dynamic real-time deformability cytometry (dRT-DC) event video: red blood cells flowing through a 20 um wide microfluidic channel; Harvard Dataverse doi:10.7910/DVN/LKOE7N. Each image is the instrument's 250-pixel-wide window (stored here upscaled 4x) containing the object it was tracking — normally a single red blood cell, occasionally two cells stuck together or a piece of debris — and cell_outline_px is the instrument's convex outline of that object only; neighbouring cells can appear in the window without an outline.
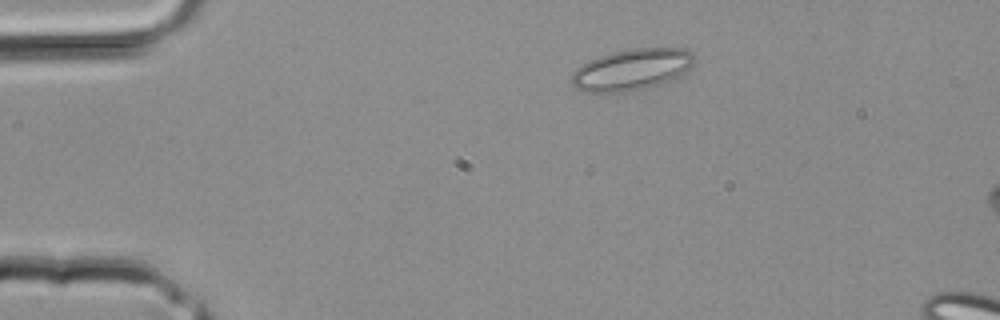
{"species": "common noctule bat (a hibernating species)", "species_latin": "Nyctalus noctula", "temperature_condition": "room temperature", "stored_images_in_passage": 2, "camera_frame_rate_fps": 3000, "um_per_image_px": 0.085, "animal": {"sex": "male", "body_mass_g": 20.4}, "frame": {"image": 1, "passage_image": 1, "time_ms": 0.0, "image_size_px": [1000, 320], "cell_outline_px": [[692, 64], [688, 68], [672, 80], [656, 88], [628, 92], [584, 92], [576, 88], [572, 84], [572, 72], [576, 68], [588, 60], [612, 52], [632, 48], [684, 48], [692, 52]], "centroid_in_image_um": [53.68, 5.94], "position_along_channel_um": 31.3, "area_um2": 29.88}}